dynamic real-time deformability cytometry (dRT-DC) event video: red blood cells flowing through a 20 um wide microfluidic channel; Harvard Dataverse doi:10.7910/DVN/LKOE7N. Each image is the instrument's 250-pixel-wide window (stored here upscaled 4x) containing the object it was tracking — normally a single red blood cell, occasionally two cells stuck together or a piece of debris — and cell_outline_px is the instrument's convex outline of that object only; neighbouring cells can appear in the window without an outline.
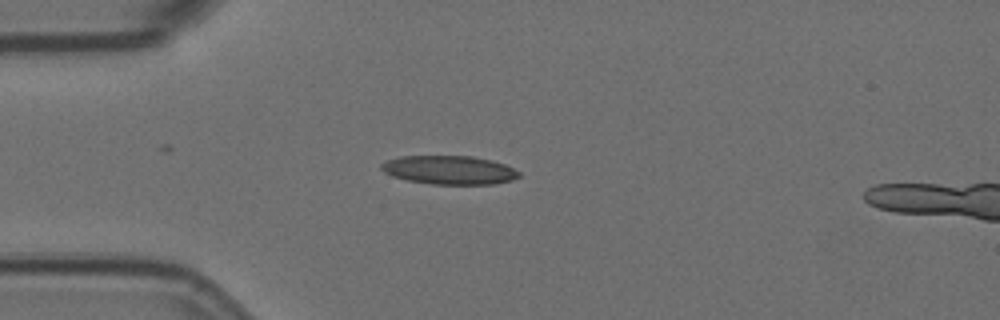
{"species": "Egyptian fruit bat (a non-hibernating species)", "species_latin": "Rousettus aegyptiacus", "temperature_condition": "room temperature", "stored_images_in_passage": 7, "camera_frame_rate_fps": 3000, "um_per_image_px": 0.085, "animal": {"sex": "female"}, "frame": {"image": 1, "passage_image": 7, "time_ms": 2.0, "image_size_px": [1000, 320], "cell_outline_px": [[520, 176], [512, 180], [496, 184], [432, 184], [408, 180], [392, 176], [384, 172], [380, 168], [380, 164], [388, 160], [400, 156], [472, 156], [492, 160], [504, 164], [520, 172]], "centroid_in_image_um": [38.19, 14.45], "position_along_channel_um": 46.8, "area_um2": 23.0}}